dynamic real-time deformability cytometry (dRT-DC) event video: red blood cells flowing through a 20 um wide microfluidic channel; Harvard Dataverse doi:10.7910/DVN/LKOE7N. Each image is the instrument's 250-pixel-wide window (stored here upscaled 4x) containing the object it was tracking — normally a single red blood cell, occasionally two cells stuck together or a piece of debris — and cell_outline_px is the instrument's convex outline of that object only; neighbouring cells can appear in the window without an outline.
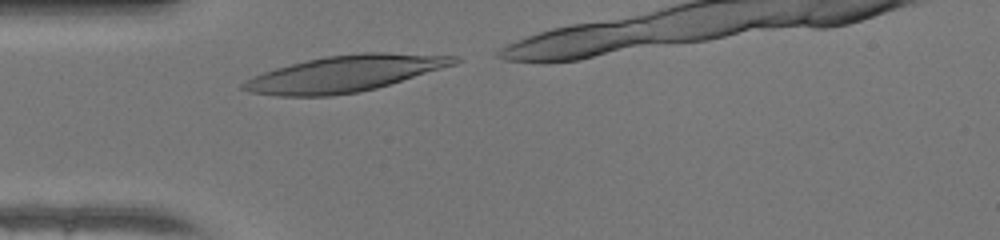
{"species": "human", "species_latin": "Homo sapiens", "temperature_condition": "warm", "stored_images_in_passage": 8, "camera_frame_rate_fps": 3000, "um_per_image_px": 0.085, "donor": {"sex": "female"}, "frame": {"image": 1, "passage_image": 1, "time_ms": 0.0, "image_size_px": [1000, 240], "cell_outline_px": [[464, 60], [456, 64], [376, 88], [360, 92], [332, 96], [276, 96], [248, 92], [240, 88], [240, 84], [264, 72], [276, 68], [324, 56], [364, 52], [384, 52], [456, 56]], "centroid_in_image_um": [29.32, 6.26], "position_along_channel_um": 55.7, "area_um2": 44.33}}
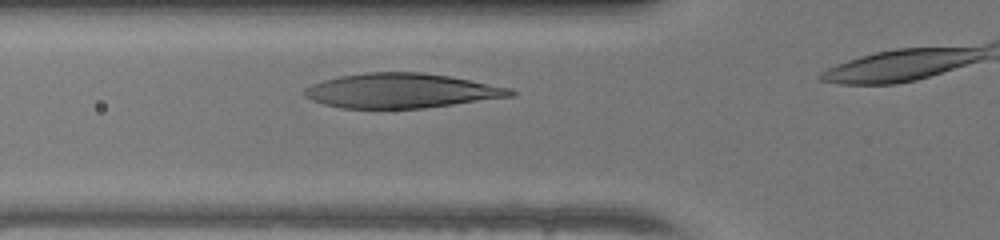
{"frame": {"image": 2, "passage_image": 4, "time_ms": 1.0, "image_size_px": [1000, 240], "cell_outline_px": [[516, 92], [512, 96], [424, 108], [340, 108], [324, 104], [312, 100], [304, 96], [300, 92], [304, 88], [312, 84], [324, 80], [340, 76], [364, 72], [420, 72], [448, 76], [512, 88]], "centroid_in_image_um": [34.06, 7.71], "position_along_channel_um": 91.7, "area_um2": 41.44}}
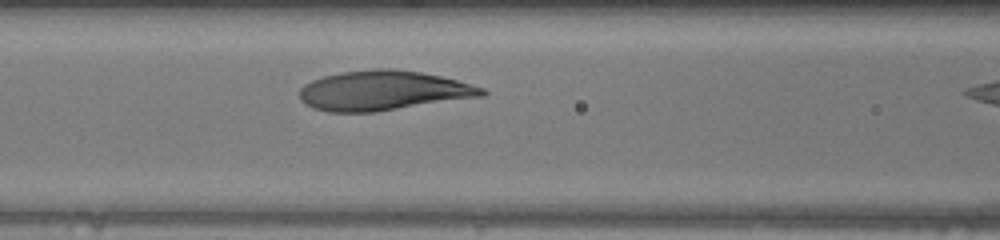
{"frame": {"image": 3, "passage_image": 7, "time_ms": 2.0, "image_size_px": [1000, 240], "cell_outline_px": [[488, 92], [484, 96], [376, 112], [328, 112], [312, 108], [304, 104], [300, 100], [300, 88], [304, 84], [312, 80], [324, 76], [344, 72], [376, 68], [392, 68], [420, 72], [440, 76], [456, 80], [484, 88]], "centroid_in_image_um": [32.55, 7.71], "position_along_channel_um": 134.0, "area_um2": 42.31}}